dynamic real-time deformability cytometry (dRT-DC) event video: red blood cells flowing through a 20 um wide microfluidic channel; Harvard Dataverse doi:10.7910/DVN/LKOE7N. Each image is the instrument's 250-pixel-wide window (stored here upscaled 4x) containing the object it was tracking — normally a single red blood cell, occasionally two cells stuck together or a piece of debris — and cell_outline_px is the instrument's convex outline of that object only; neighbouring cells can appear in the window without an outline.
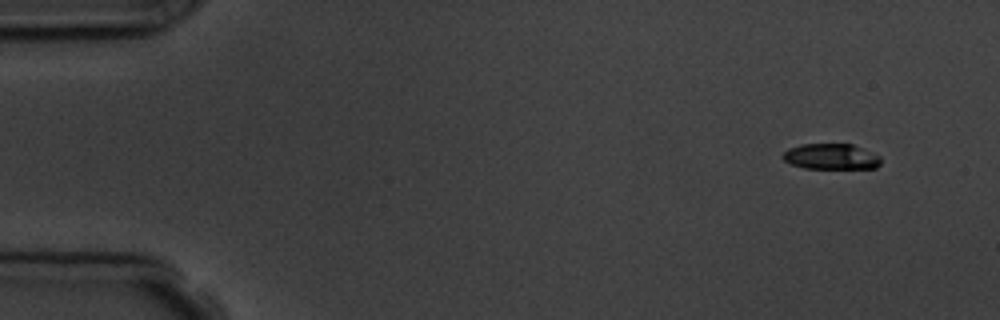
{"species": "common noctule bat (a hibernating species)", "species_latin": "Nyctalus noctula", "temperature_condition": "room temperature", "stored_images_in_passage": 5, "segment_of_instrument_passage": [2, 2], "camera_frame_rate_fps": 3000, "um_per_image_px": 0.085, "animal": {"sex": "male", "body_mass_g": 19.5, "forearm_length_mm": 54.6}, "frame": {"image": 1, "passage_image": 5, "time_ms": 4.667, "image_size_px": [1000, 320], "cell_outline_px": [[880, 164], [876, 168], [804, 168], [792, 164], [784, 160], [780, 156], [788, 148], [800, 144], [852, 144], [880, 156]], "centroid_in_image_um": [70.61, 13.3], "position_along_channel_um": 14.4, "area_um2": 14.62}}